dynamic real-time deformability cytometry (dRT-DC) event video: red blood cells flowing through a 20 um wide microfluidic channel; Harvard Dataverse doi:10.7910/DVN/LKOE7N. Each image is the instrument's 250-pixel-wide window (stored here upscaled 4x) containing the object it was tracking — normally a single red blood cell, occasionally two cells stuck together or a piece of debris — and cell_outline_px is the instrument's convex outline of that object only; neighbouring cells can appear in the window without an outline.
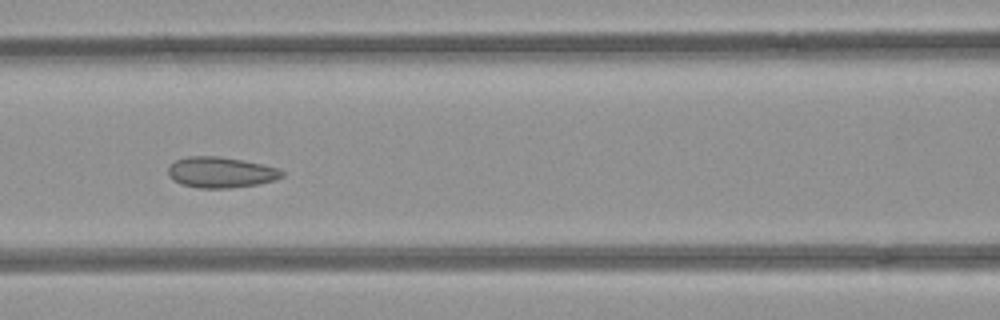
{"species": "common noctule bat (a hibernating species)", "species_latin": "Nyctalus noctula", "temperature_condition": "room temperature", "stored_images_in_passage": 8, "camera_frame_rate_fps": 3000, "um_per_image_px": 0.085, "animal": {"sex": "female", "body_mass_g": 21.9}, "frame": {"image": 1, "passage_image": 7, "time_ms": 2.0, "image_size_px": [1000, 320], "cell_outline_px": [[284, 176], [276, 180], [260, 184], [228, 188], [196, 188], [180, 184], [168, 176], [168, 168], [176, 160], [188, 156], [216, 156], [240, 160], [280, 168], [284, 172]], "centroid_in_image_um": [18.78, 14.66], "position_along_channel_um": 147.8, "area_um2": 20.46}}
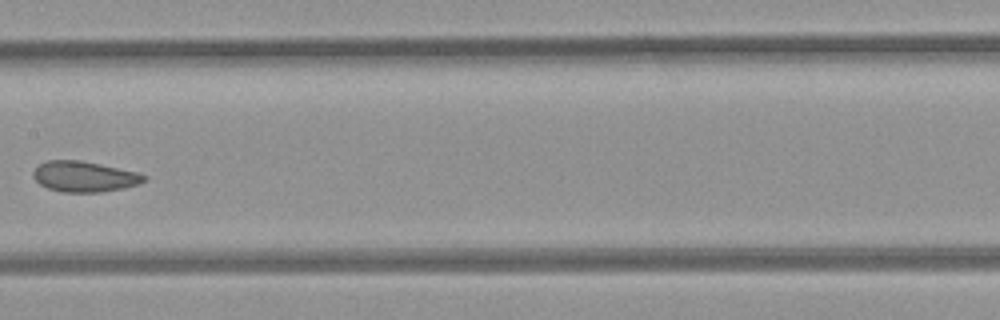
{"frame": {"image": 2, "passage_image": 8, "time_ms": 2.333, "image_size_px": [1000, 320], "cell_outline_px": [[148, 180], [124, 188], [100, 192], [64, 192], [48, 188], [40, 184], [32, 176], [32, 172], [44, 160], [80, 160], [140, 172], [148, 176]], "centroid_in_image_um": [7.19, 15.0], "position_along_channel_um": 200.2, "area_um2": 19.88}}